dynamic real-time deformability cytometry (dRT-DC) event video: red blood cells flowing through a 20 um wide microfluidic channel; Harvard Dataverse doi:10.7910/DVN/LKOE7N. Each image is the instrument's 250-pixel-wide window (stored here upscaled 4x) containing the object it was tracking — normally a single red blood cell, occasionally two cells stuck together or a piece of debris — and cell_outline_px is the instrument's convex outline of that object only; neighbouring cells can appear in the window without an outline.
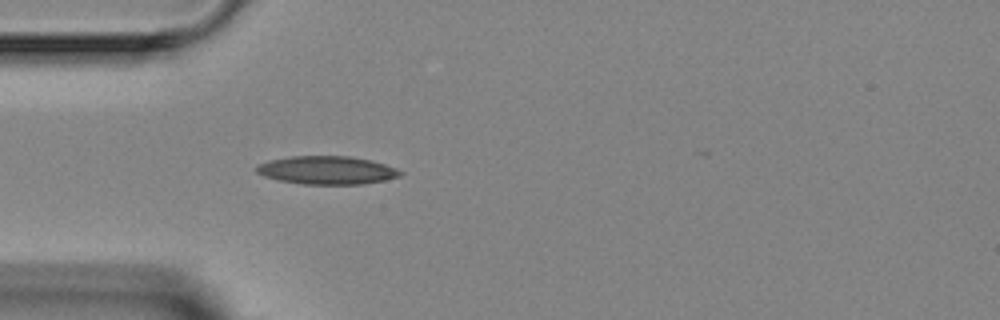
{"species": "Egyptian fruit bat (a non-hibernating species)", "species_latin": "Rousettus aegyptiacus", "temperature_condition": "room temperature", "stored_images_in_passage": 3, "camera_frame_rate_fps": 3000, "um_per_image_px": 0.085, "animal": {"sex": "female"}, "frame": {"image": 1, "passage_image": 3, "time_ms": 2.333, "image_size_px": [1000, 320], "cell_outline_px": [[404, 172], [400, 176], [384, 180], [360, 184], [304, 184], [280, 180], [264, 176], [256, 172], [256, 168], [260, 164], [268, 160], [292, 156], [348, 156], [372, 160], [396, 168]], "centroid_in_image_um": [27.8, 14.46], "position_along_channel_um": 57.2, "area_um2": 23.47}}